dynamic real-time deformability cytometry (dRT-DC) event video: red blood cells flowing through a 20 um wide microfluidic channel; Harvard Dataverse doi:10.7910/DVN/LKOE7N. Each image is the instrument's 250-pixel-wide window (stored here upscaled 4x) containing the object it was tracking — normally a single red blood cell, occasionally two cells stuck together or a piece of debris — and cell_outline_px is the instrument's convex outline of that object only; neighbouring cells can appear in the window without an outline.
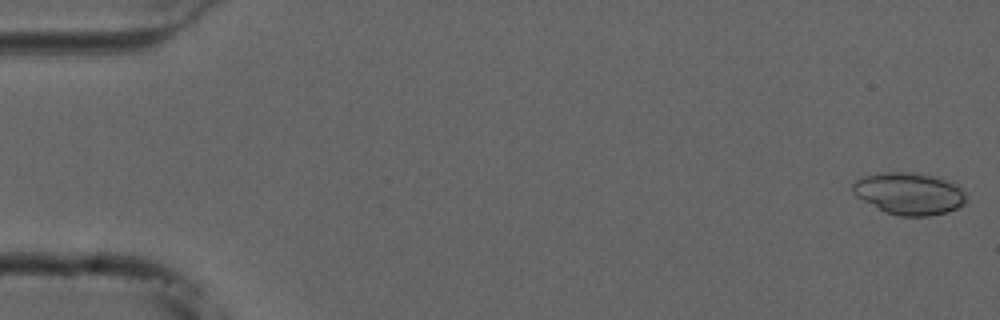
{"species": "common noctule bat (a hibernating species)", "species_latin": "Nyctalus noctula", "temperature_condition": "cold", "stored_images_in_passage": 55, "camera_frame_rate_fps": 3000, "um_per_image_px": 0.085, "animal": {"sex": "male", "forearm_length_mm": 52.5}, "frame": {"image": 1, "passage_image": 1, "time_ms": 0.0, "image_size_px": [1000, 320], "cell_outline_px": [[968, 200], [964, 204], [948, 212], [928, 216], [896, 216], [884, 212], [856, 196], [852, 192], [852, 184], [856, 180], [864, 176], [876, 172], [916, 172], [940, 176], [956, 184], [968, 196]], "centroid_in_image_um": [77.3, 16.44], "position_along_channel_um": 7.7, "area_um2": 28.38}}
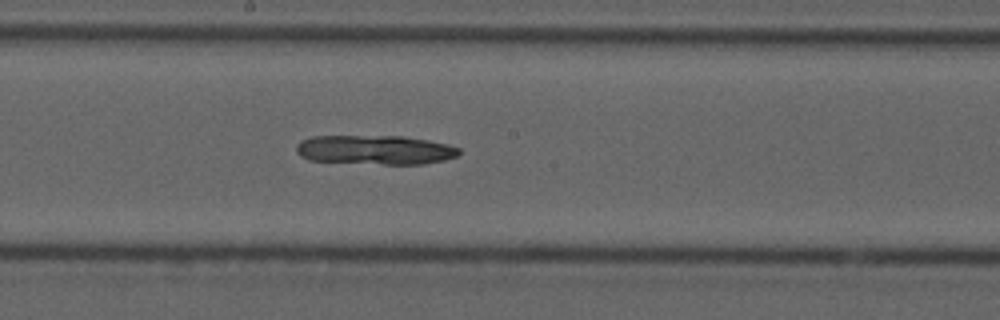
{"frame": {"image": 2, "passage_image": 29, "time_ms": 9.333, "image_size_px": [1000, 320], "cell_outline_px": [[460, 152], [456, 156], [444, 160], [424, 164], [384, 164], [308, 160], [300, 156], [296, 152], [296, 144], [300, 140], [312, 136], [404, 136], [428, 140], [448, 144], [460, 148]], "centroid_in_image_um": [31.86, 12.73], "position_along_channel_um": 216.3, "area_um2": 27.92}}
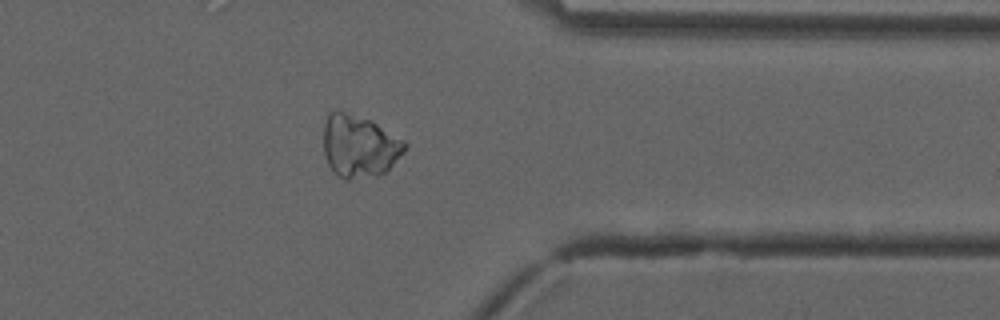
{"frame": {"image": 3, "passage_image": 43, "time_ms": 14.0, "image_size_px": [1000, 320], "cell_outline_px": [[408, 144], [404, 152], [384, 172], [376, 176], [348, 180], [344, 180], [336, 176], [332, 172], [328, 164], [324, 152], [324, 124], [328, 112], [336, 108], [372, 120], [404, 140]], "centroid_in_image_um": [30.51, 12.4], "position_along_channel_um": 380.9, "area_um2": 30.11}}